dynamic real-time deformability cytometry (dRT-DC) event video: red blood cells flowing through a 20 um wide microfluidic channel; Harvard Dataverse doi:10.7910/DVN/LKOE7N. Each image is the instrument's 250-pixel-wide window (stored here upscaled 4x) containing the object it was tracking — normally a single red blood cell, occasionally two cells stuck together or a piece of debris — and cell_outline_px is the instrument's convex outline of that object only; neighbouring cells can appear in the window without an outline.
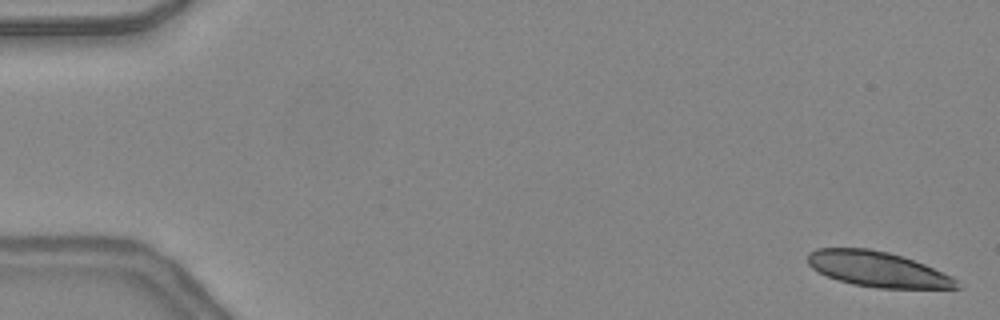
{"species": "common noctule bat (a hibernating species)", "species_latin": "Nyctalus noctula", "temperature_condition": "warm", "stored_images_in_passage": 47, "camera_frame_rate_fps": 3000, "um_per_image_px": 0.085, "animal": {"sex": "female", "body_mass_g": 24.6, "forearm_length_mm": 56.2}, "frame": {"image": 1, "passage_image": 1, "time_ms": 0.0, "image_size_px": [1000, 320], "cell_outline_px": [[964, 288], [876, 288], [852, 284], [828, 276], [812, 268], [808, 264], [808, 252], [816, 248], [868, 248], [888, 252], [904, 256], [924, 264], [952, 276]], "centroid_in_image_um": [74.61, 22.88], "position_along_channel_um": 10.4, "area_um2": 30.63}}